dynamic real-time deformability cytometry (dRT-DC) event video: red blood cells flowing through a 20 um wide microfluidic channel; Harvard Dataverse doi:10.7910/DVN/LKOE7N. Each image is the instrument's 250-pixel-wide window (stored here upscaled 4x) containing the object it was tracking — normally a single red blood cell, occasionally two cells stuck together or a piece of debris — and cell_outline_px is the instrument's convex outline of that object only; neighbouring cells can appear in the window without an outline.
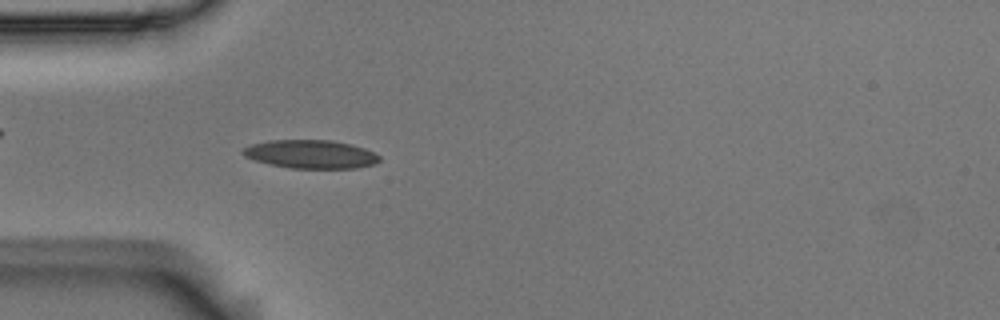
{"species": "Egyptian fruit bat (a non-hibernating species)", "species_latin": "Rousettus aegyptiacus", "temperature_condition": "room temperature", "stored_images_in_passage": 54, "camera_frame_rate_fps": 3000, "um_per_image_px": 0.085, "animal": {"sex": "male"}, "frame": {"image": 1, "passage_image": 16, "time_ms": 5.0, "image_size_px": [1000, 320], "cell_outline_px": [[380, 160], [376, 164], [356, 168], [288, 168], [268, 164], [244, 156], [240, 152], [244, 148], [252, 144], [268, 140], [332, 140], [364, 148], [380, 156]], "centroid_in_image_um": [26.4, 13.11], "position_along_channel_um": 58.6, "area_um2": 22.6}}
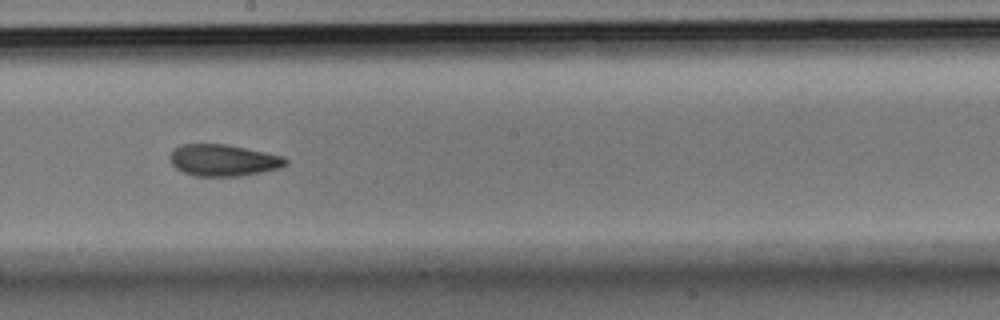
{"frame": {"image": 2, "passage_image": 30, "time_ms": 9.667, "image_size_px": [1000, 320], "cell_outline_px": [[288, 164], [280, 168], [264, 172], [240, 176], [192, 176], [176, 168], [172, 164], [172, 152], [180, 144], [224, 144], [284, 156], [288, 160]], "centroid_in_image_um": [19.03, 13.63], "position_along_channel_um": 229.2, "area_um2": 21.21}}
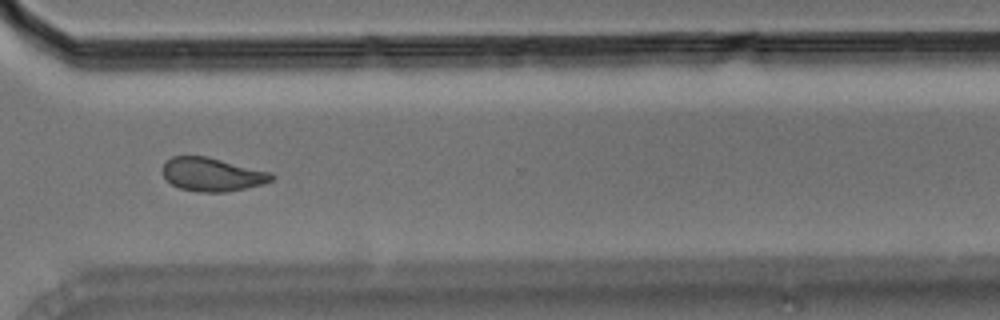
{"frame": {"image": 3, "passage_image": 40, "time_ms": 13.0, "image_size_px": [1000, 320], "cell_outline_px": [[276, 176], [272, 180], [264, 184], [224, 192], [200, 192], [180, 188], [172, 184], [164, 176], [164, 164], [172, 156], [204, 156], [272, 172]], "centroid_in_image_um": [18.07, 14.83], "position_along_channel_um": 352.5, "area_um2": 20.98}, "authors_computed_cell_mechanics": {"area_um2": 21.2415, "velocity_mm_per_s": 3.7032, "shape_relaxation_time_tau1_ms": 7.1454, "shape_relaxation_time_tau2_ms": 3.9492, "deformation_change_tau1": 0.1538, "deformation_change_tau2": 0.104}}